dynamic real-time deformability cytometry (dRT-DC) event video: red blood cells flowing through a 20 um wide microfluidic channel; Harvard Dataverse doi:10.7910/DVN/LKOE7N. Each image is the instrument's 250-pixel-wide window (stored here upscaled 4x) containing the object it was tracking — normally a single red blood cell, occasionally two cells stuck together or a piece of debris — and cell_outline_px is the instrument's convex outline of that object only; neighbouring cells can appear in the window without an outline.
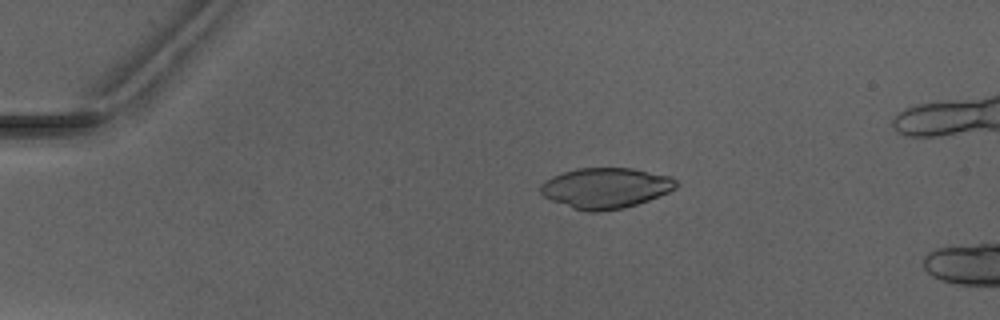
{"species": "Egyptian fruit bat (a non-hibernating species)", "species_latin": "Rousettus aegyptiacus", "temperature_condition": "warm", "stored_images_in_passage": 4, "camera_frame_rate_fps": 3000, "um_per_image_px": 0.085, "animal": {"sex": "male"}, "frame": {"image": 1, "passage_image": 3, "time_ms": 2.333, "image_size_px": [1000, 320], "cell_outline_px": [[680, 184], [676, 188], [668, 192], [648, 200], [624, 208], [600, 212], [588, 212], [572, 208], [552, 200], [544, 196], [540, 192], [540, 184], [544, 180], [552, 176], [576, 168], [632, 168], [668, 176], [676, 180]], "centroid_in_image_um": [51.46, 15.98], "position_along_channel_um": 33.5, "area_um2": 32.02}}